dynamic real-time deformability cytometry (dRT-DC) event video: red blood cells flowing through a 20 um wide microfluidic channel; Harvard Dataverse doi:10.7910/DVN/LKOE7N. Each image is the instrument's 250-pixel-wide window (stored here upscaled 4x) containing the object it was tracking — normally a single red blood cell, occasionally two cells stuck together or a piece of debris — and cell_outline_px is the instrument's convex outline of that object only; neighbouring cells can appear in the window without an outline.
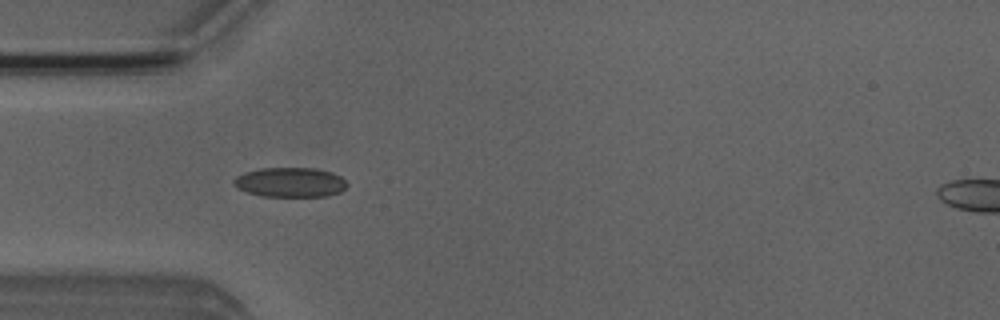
{"species": "Egyptian fruit bat (a non-hibernating species)", "species_latin": "Rousettus aegyptiacus", "temperature_condition": "room temperature", "stored_images_in_passage": 5, "camera_frame_rate_fps": 3000, "um_per_image_px": 0.085, "animal": {"sex": "male"}, "frame": {"image": 1, "passage_image": 4, "time_ms": 3.667, "image_size_px": [1000, 320], "cell_outline_px": [[348, 184], [340, 192], [328, 196], [264, 196], [248, 192], [236, 188], [232, 184], [232, 180], [236, 176], [244, 172], [260, 168], [316, 168], [332, 172], [340, 176]], "centroid_in_image_um": [24.64, 15.49], "position_along_channel_um": 60.4, "area_um2": 19.65}}